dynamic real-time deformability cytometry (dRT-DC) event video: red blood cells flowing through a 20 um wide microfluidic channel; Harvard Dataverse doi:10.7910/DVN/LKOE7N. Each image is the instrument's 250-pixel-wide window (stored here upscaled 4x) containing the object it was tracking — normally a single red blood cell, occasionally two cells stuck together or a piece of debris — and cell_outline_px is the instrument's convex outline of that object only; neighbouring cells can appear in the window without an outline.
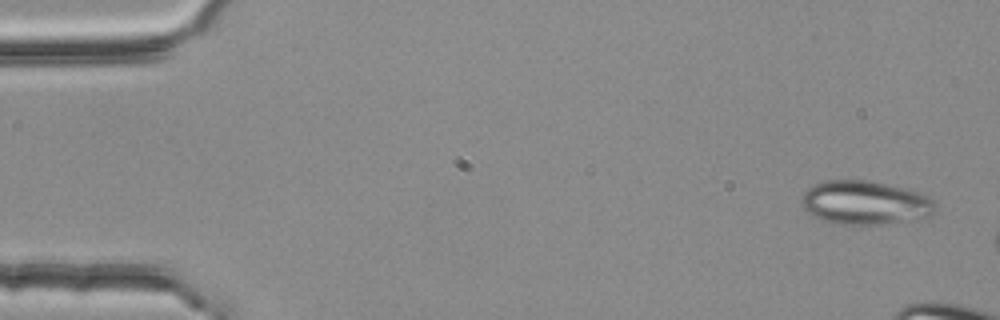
{"species": "common noctule bat (a hibernating species)", "species_latin": "Nyctalus noctula", "temperature_condition": "room temperature", "stored_images_in_passage": 4, "segment_of_instrument_passage": [2, 2], "camera_frame_rate_fps": 3000, "um_per_image_px": 0.085, "animal": {"sex": "female", "body_mass_g": 25.1}, "frame": {"image": 1, "passage_image": 4, "time_ms": 1.0, "image_size_px": [1000, 320], "cell_outline_px": [[936, 212], [932, 216], [924, 220], [888, 224], [836, 224], [824, 220], [808, 212], [804, 208], [800, 200], [800, 196], [812, 184], [824, 180], [864, 180], [888, 184], [916, 192], [928, 196], [936, 204]], "centroid_in_image_um": [73.58, 17.24], "position_along_channel_um": 11.4, "area_um2": 34.62}}